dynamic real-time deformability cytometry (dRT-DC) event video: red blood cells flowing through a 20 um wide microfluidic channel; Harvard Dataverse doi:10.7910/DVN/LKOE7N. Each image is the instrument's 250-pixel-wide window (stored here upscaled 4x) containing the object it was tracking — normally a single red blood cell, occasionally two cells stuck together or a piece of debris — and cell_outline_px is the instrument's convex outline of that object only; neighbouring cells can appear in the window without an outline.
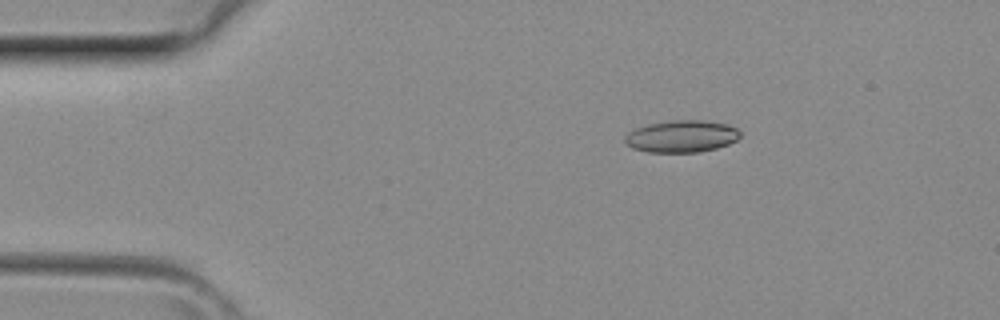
{"species": "common noctule bat (a hibernating species)", "species_latin": "Nyctalus noctula", "temperature_condition": "room temperature", "stored_images_in_passage": 4, "camera_frame_rate_fps": 3000, "um_per_image_px": 0.085, "animal": {"sex": "female", "body_mass_g": 29.2, "forearm_length_mm": 56.3}, "frame": {"image": 1, "passage_image": 2, "time_ms": 0.333, "image_size_px": [1000, 320], "cell_outline_px": [[740, 136], [736, 140], [728, 144], [716, 148], [696, 152], [648, 152], [632, 148], [624, 140], [624, 136], [628, 132], [636, 128], [648, 124], [672, 120], [704, 120], [728, 124], [736, 128], [740, 132]], "centroid_in_image_um": [57.93, 11.58], "position_along_channel_um": 27.1, "area_um2": 21.5}}
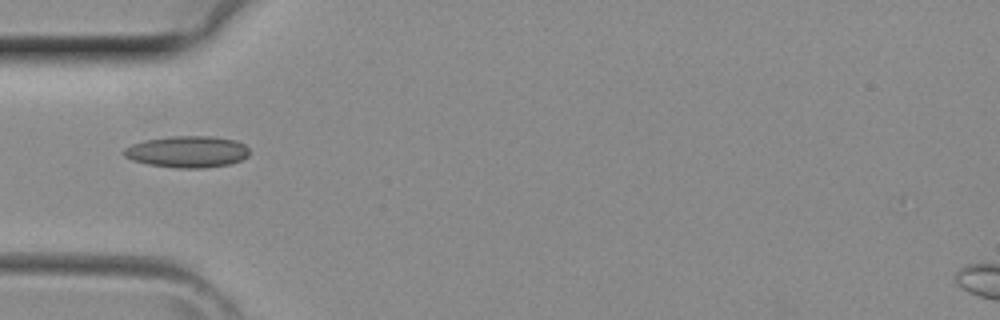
{"frame": {"image": 2, "passage_image": 4, "time_ms": 1.0, "image_size_px": [1000, 320], "cell_outline_px": [[248, 156], [240, 160], [228, 164], [204, 168], [176, 168], [148, 164], [132, 160], [124, 156], [120, 152], [124, 148], [132, 144], [144, 140], [168, 136], [212, 136], [236, 140], [244, 144], [248, 148]], "centroid_in_image_um": [15.88, 12.89], "position_along_channel_um": 69.1, "area_um2": 23.24}}